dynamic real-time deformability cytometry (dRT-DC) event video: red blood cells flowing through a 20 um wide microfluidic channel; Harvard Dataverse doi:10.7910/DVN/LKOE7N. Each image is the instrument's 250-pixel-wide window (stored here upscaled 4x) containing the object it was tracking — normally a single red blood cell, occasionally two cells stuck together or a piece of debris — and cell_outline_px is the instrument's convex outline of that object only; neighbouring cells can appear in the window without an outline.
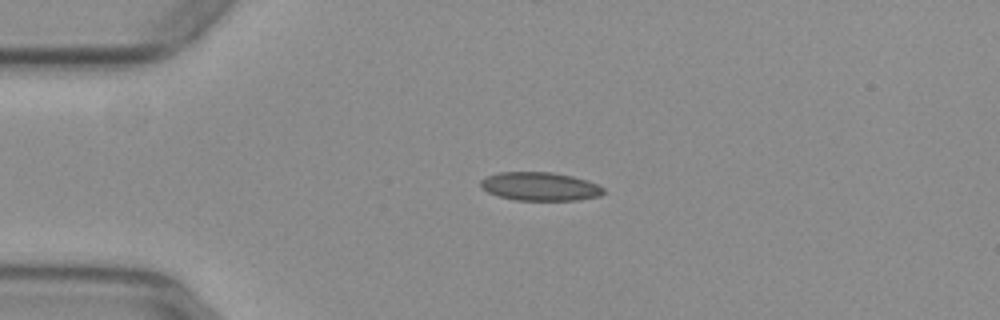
{"species": "common noctule bat (a hibernating species)", "species_latin": "Nyctalus noctula", "temperature_condition": "warm", "stored_images_in_passage": 41, "camera_frame_rate_fps": 3000, "um_per_image_px": 0.085, "animal": {"sex": "female", "body_mass_g": 29.2, "forearm_length_mm": 56.3}, "frame": {"image": 1, "passage_image": 1, "time_ms": 0.0, "image_size_px": [1000, 320], "cell_outline_px": [[604, 192], [600, 196], [580, 200], [516, 200], [500, 196], [488, 192], [480, 188], [480, 180], [488, 176], [500, 172], [552, 172], [572, 176], [588, 180], [604, 188]], "centroid_in_image_um": [45.91, 15.85], "position_along_channel_um": 39.1, "area_um2": 20.4}}
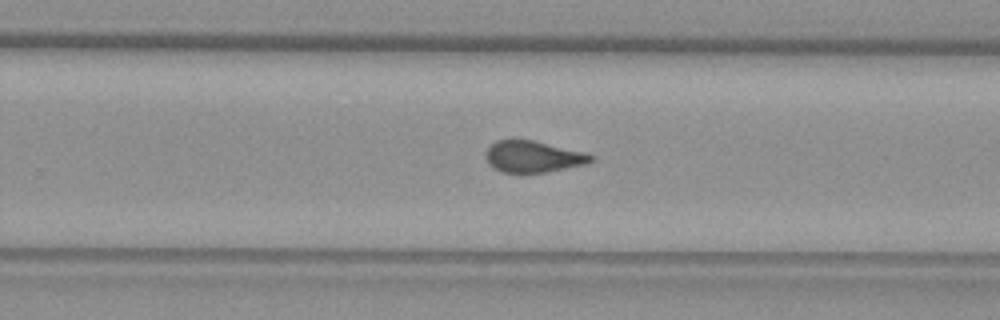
{"frame": {"image": 2, "passage_image": 22, "time_ms": 7.0, "image_size_px": [1000, 320], "cell_outline_px": [[596, 160], [588, 164], [544, 172], [500, 172], [492, 168], [488, 164], [484, 156], [484, 152], [496, 140], [512, 136], [532, 140], [584, 152], [596, 156]], "centroid_in_image_um": [45.27, 13.28], "position_along_channel_um": 284.5, "area_um2": 19.94}}
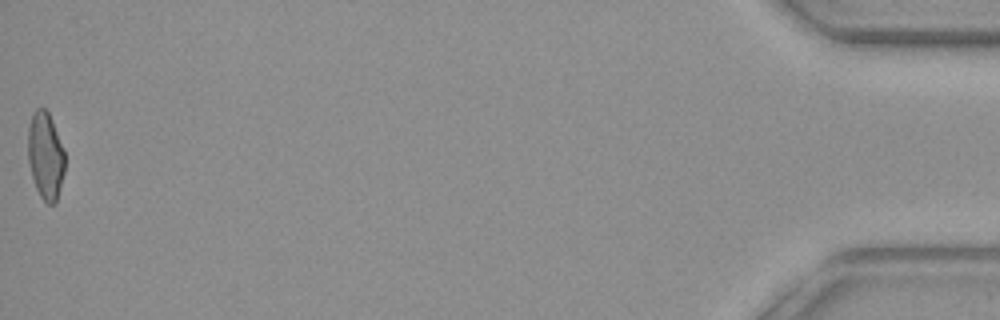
{"frame": {"image": 3, "passage_image": 41, "time_ms": 13.333, "image_size_px": [1000, 320], "cell_outline_px": [[64, 172], [56, 204], [48, 204], [40, 196], [36, 188], [32, 176], [28, 160], [28, 128], [32, 112], [36, 108], [44, 108], [48, 112], [52, 120], [64, 148]], "centroid_in_image_um": [3.86, 13.22], "position_along_channel_um": 431.3, "area_um2": 18.84}, "authors_computed_cell_mechanics": {"area_um2": 19.8832, "velocity_mm_per_s": 3.9607, "shape_relaxation_time_tau1_ms": null, "shape_relaxation_time_tau2_ms": 1.4139, "deformation_change_tau1": null, "deformation_change_tau2": 0.0804}}